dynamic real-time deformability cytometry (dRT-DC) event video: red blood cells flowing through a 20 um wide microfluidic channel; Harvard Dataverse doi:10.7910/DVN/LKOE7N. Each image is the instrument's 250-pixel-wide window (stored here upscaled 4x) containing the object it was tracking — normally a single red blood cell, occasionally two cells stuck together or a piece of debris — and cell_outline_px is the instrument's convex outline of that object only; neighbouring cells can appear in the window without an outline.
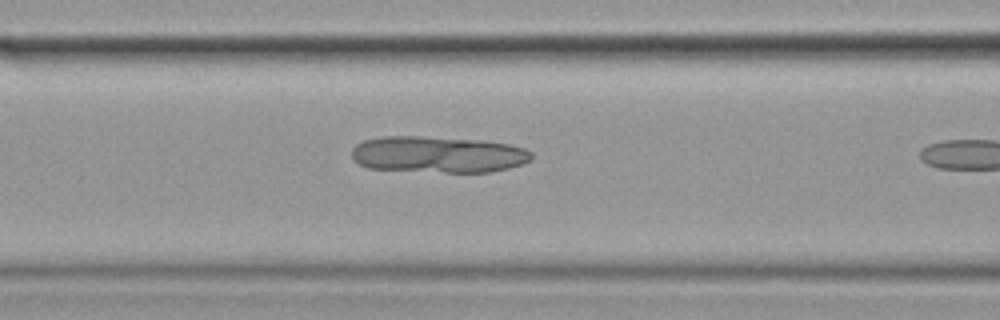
{"species": "common noctule bat (a hibernating species)", "species_latin": "Nyctalus noctula", "temperature_condition": "cold", "stored_images_in_passage": 20, "camera_frame_rate_fps": 3000, "um_per_image_px": 0.085, "animal": {"sex": "female", "body_mass_g": 19.9}, "frame": {"image": 1, "passage_image": 15, "time_ms": 4.667, "image_size_px": [1000, 320], "cell_outline_px": [[532, 156], [528, 160], [520, 164], [508, 168], [488, 172], [444, 172], [368, 168], [352, 160], [352, 148], [356, 144], [364, 140], [380, 136], [420, 136], [480, 140], [508, 144], [524, 148], [532, 152]], "centroid_in_image_um": [37.18, 13.12], "position_along_channel_um": 129.4, "area_um2": 38.09}}